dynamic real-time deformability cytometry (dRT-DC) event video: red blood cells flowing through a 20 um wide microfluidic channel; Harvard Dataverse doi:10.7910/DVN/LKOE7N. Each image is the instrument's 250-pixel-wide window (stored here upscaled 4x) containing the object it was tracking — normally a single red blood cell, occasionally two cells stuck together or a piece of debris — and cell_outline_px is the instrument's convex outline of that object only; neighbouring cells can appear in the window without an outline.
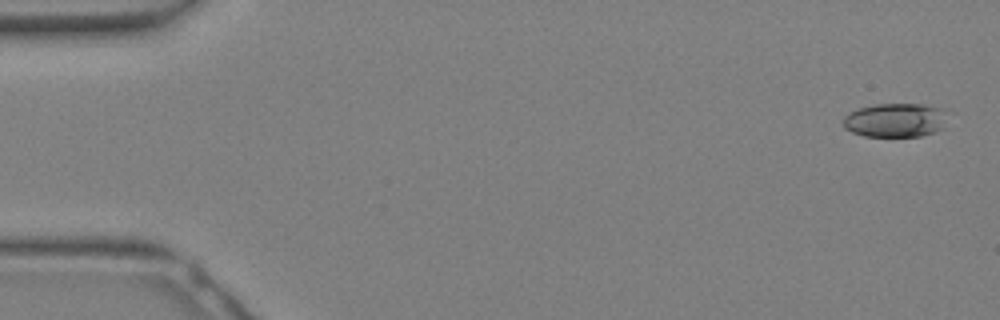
{"species": "Egyptian fruit bat (a non-hibernating species)", "species_latin": "Rousettus aegyptiacus", "temperature_condition": "warm", "stored_images_in_passage": 9, "camera_frame_rate_fps": 3000, "um_per_image_px": 0.085, "animal": {"sex": "female"}, "frame": {"image": 1, "passage_image": 1, "time_ms": 0.0, "image_size_px": [1000, 320], "cell_outline_px": [[940, 128], [932, 132], [920, 136], [864, 136], [852, 132], [844, 128], [844, 116], [860, 108], [872, 104], [924, 104], [936, 108]], "centroid_in_image_um": [75.9, 10.22], "position_along_channel_um": 9.1, "area_um2": 19.48}}